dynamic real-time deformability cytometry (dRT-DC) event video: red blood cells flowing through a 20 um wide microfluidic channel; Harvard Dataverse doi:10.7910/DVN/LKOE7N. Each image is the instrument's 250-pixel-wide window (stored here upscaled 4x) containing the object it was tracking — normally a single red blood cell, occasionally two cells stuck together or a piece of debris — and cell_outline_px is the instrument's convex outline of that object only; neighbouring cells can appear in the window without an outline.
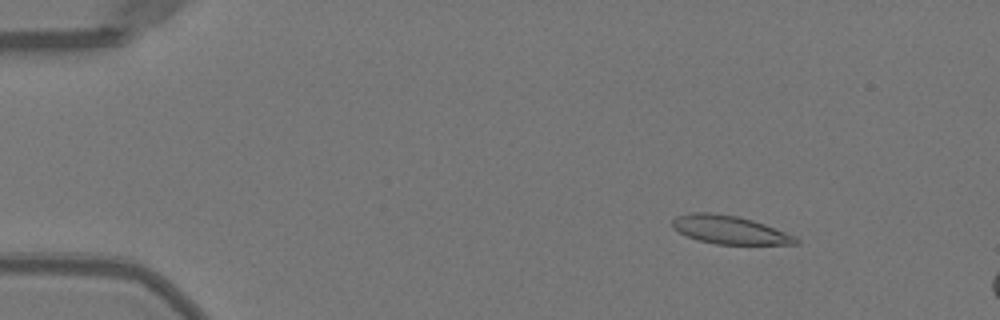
{"species": "Egyptian fruit bat (a non-hibernating species)", "species_latin": "Rousettus aegyptiacus", "temperature_condition": "warm", "stored_images_in_passage": 10, "camera_frame_rate_fps": 3000, "um_per_image_px": 0.085, "animal": {"sex": "female"}, "frame": {"image": 1, "passage_image": 7, "time_ms": 2.0, "image_size_px": [1000, 320], "cell_outline_px": [[800, 244], [716, 244], [700, 240], [688, 236], [672, 228], [672, 220], [676, 216], [692, 212], [708, 212], [736, 216], [752, 220], [764, 224], [796, 236], [800, 240]], "centroid_in_image_um": [62.02, 19.53], "position_along_channel_um": 23.0, "area_um2": 20.17}}